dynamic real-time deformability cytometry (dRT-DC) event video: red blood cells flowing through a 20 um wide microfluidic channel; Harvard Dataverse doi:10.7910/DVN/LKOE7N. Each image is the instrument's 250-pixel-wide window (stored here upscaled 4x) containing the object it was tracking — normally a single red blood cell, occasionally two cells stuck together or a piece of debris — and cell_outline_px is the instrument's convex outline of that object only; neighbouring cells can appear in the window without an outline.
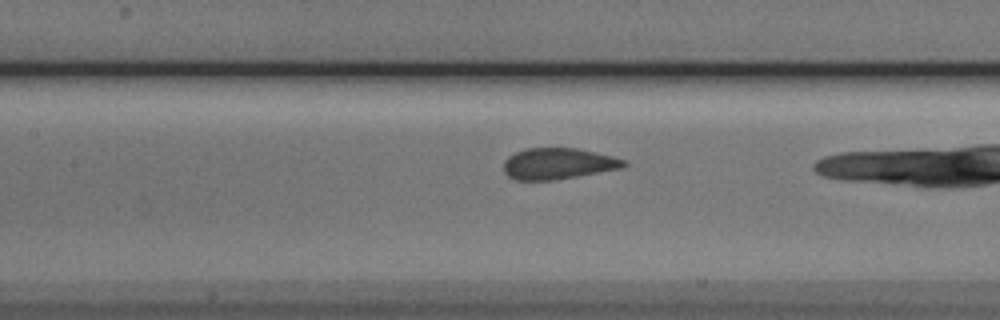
{"species": "Egyptian fruit bat (a non-hibernating species)", "species_latin": "Rousettus aegyptiacus", "temperature_condition": "cold", "stored_images_in_passage": 34, "camera_frame_rate_fps": 3000, "um_per_image_px": 0.085, "animal": {"sex": "male"}, "frame": {"image": 1, "passage_image": 23, "time_ms": 7.333, "image_size_px": [1000, 320], "cell_outline_px": [[628, 164], [620, 168], [576, 176], [552, 180], [516, 180], [508, 176], [504, 172], [504, 160], [508, 156], [524, 148], [576, 148], [612, 156], [624, 160]], "centroid_in_image_um": [47.38, 13.9], "position_along_channel_um": 160.0, "area_um2": 21.62}}
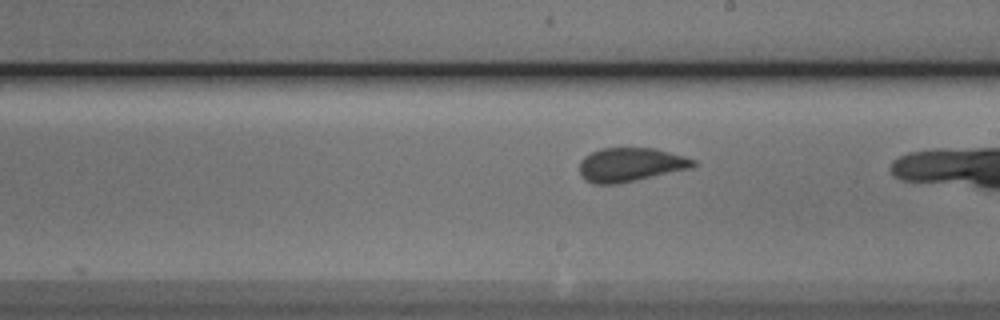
{"frame": {"image": 2, "passage_image": 29, "time_ms": 9.333, "image_size_px": [1000, 320], "cell_outline_px": [[696, 164], [692, 168], [636, 180], [616, 184], [592, 184], [584, 180], [580, 172], [580, 160], [584, 156], [600, 148], [656, 148], [684, 156], [696, 160]], "centroid_in_image_um": [53.58, 14.0], "position_along_channel_um": 235.4, "area_um2": 22.54}}